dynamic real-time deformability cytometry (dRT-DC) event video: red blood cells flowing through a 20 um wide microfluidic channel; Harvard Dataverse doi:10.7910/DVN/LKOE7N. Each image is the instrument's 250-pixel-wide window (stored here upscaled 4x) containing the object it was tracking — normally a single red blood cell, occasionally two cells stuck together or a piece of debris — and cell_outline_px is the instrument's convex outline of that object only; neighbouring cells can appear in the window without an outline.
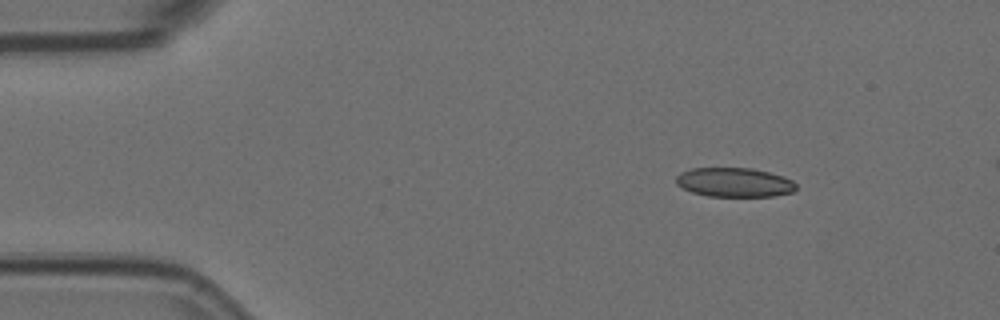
{"species": "Egyptian fruit bat (a non-hibernating species)", "species_latin": "Rousettus aegyptiacus", "temperature_condition": "room temperature", "stored_images_in_passage": 3, "camera_frame_rate_fps": 3000, "um_per_image_px": 0.085, "animal": {"sex": "female"}, "frame": {"image": 1, "passage_image": 1, "time_ms": 0.0, "image_size_px": [1000, 320], "cell_outline_px": [[796, 188], [792, 192], [772, 196], [708, 196], [692, 192], [676, 184], [676, 176], [680, 172], [692, 168], [752, 168], [784, 176], [792, 180], [796, 184]], "centroid_in_image_um": [62.41, 15.49], "position_along_channel_um": 22.6, "area_um2": 20.4}}